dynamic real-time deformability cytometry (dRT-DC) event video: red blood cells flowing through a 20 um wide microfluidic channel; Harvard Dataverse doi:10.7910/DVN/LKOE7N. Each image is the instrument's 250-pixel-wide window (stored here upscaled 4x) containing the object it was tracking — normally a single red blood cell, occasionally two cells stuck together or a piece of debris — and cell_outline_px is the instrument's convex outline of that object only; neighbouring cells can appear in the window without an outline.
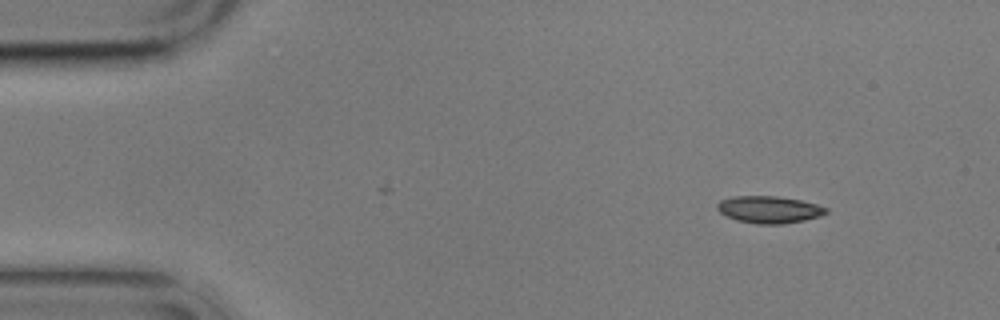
{"species": "common noctule bat (a hibernating species)", "species_latin": "Nyctalus noctula", "temperature_condition": "cold", "stored_images_in_passage": 5, "camera_frame_rate_fps": 3000, "um_per_image_px": 0.085, "animal": {"sex": "male", "body_mass_g": 17.9}, "frame": {"image": 1, "passage_image": 1, "time_ms": 0.0, "image_size_px": [1000, 320], "cell_outline_px": [[828, 212], [820, 216], [804, 220], [784, 224], [756, 224], [736, 220], [720, 212], [716, 208], [716, 204], [720, 200], [732, 196], [776, 196], [800, 200], [816, 204], [828, 208]], "centroid_in_image_um": [65.36, 17.81], "position_along_channel_um": 19.6, "area_um2": 17.22}}
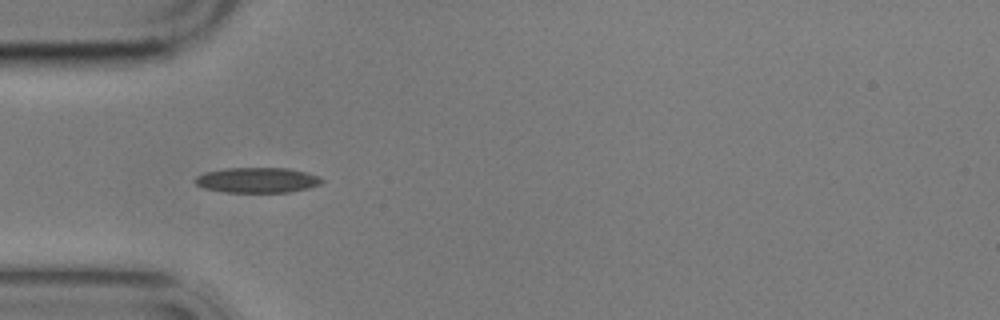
{"frame": {"image": 2, "passage_image": 4, "time_ms": 3.667, "image_size_px": [1000, 320], "cell_outline_px": [[324, 180], [320, 184], [308, 188], [288, 192], [224, 192], [204, 188], [196, 184], [192, 180], [196, 176], [204, 172], [224, 168], [288, 168], [308, 172], [320, 176]], "centroid_in_image_um": [21.86, 15.3], "position_along_channel_um": 63.1, "area_um2": 18.84}}
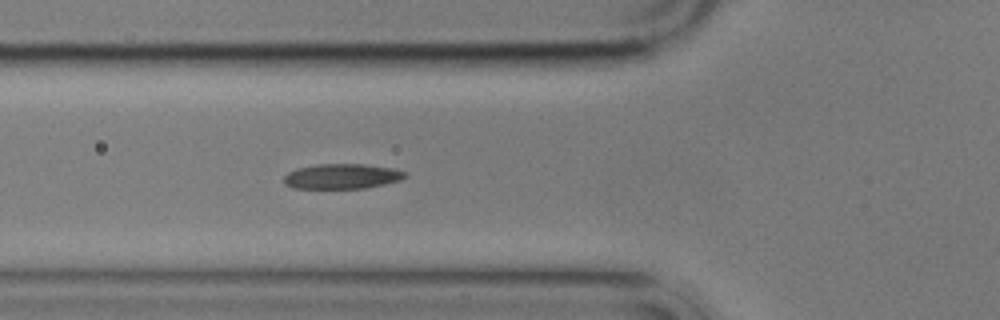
{"frame": {"image": 3, "passage_image": 5, "time_ms": 4.667, "image_size_px": [1000, 320], "cell_outline_px": [[408, 176], [400, 180], [384, 184], [364, 188], [292, 188], [284, 184], [284, 176], [288, 172], [296, 168], [316, 164], [364, 164], [392, 168], [408, 172]], "centroid_in_image_um": [29.06, 14.98], "position_along_channel_um": 96.7, "area_um2": 17.8}}